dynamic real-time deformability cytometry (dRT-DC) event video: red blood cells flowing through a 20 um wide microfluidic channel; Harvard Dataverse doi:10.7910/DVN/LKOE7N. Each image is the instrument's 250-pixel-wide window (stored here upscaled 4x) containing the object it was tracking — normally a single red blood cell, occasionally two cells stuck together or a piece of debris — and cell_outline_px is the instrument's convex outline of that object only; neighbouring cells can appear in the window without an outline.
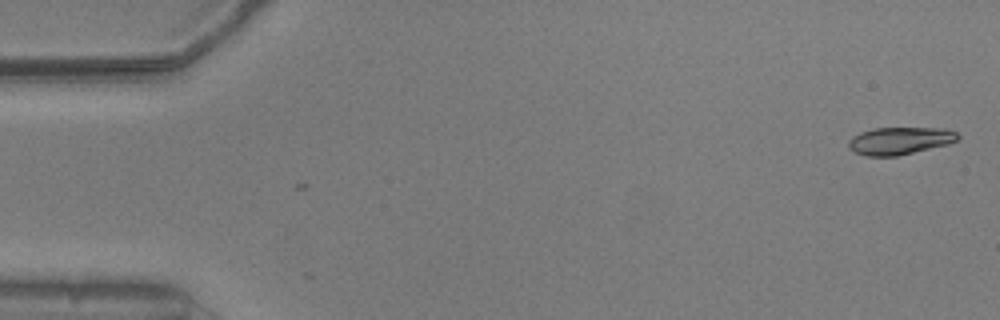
{"species": "common noctule bat (a hibernating species)", "species_latin": "Nyctalus noctula", "temperature_condition": "warm", "stored_images_in_passage": 2, "camera_frame_rate_fps": 3000, "um_per_image_px": 0.085, "animal": {"sex": "male", "body_mass_g": 20.5, "forearm_length_mm": 52.5}, "frame": {"image": 1, "passage_image": 2, "time_ms": 0.333, "image_size_px": [1000, 320], "cell_outline_px": [[960, 136], [956, 140], [948, 144], [896, 156], [864, 156], [852, 152], [848, 148], [848, 140], [852, 136], [860, 132], [876, 128], [944, 128], [956, 132]], "centroid_in_image_um": [76.42, 11.97], "position_along_channel_um": 8.6, "area_um2": 17.51}}